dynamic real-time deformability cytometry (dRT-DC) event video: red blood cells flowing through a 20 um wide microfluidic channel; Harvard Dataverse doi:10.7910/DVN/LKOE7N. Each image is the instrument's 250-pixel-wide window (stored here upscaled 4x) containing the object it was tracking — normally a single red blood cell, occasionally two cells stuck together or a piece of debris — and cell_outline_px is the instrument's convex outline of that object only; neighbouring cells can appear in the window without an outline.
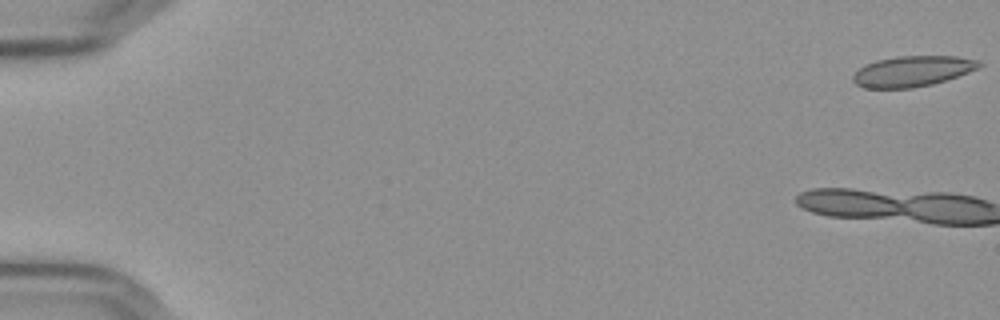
{"species": "Egyptian fruit bat (a non-hibernating species)", "species_latin": "Rousettus aegyptiacus", "temperature_condition": "cold", "stored_images_in_passage": 8, "camera_frame_rate_fps": 3000, "um_per_image_px": 0.085, "frame": {"image": 1, "passage_image": 1, "time_ms": 0.0, "image_size_px": [1000, 320], "cell_outline_px": [[984, 64], [980, 68], [932, 84], [912, 88], [864, 88], [856, 84], [852, 80], [852, 76], [864, 64], [876, 60], [896, 56], [956, 56], [980, 60]], "centroid_in_image_um": [77.56, 6.04], "position_along_channel_um": 7.4, "area_um2": 22.6}}